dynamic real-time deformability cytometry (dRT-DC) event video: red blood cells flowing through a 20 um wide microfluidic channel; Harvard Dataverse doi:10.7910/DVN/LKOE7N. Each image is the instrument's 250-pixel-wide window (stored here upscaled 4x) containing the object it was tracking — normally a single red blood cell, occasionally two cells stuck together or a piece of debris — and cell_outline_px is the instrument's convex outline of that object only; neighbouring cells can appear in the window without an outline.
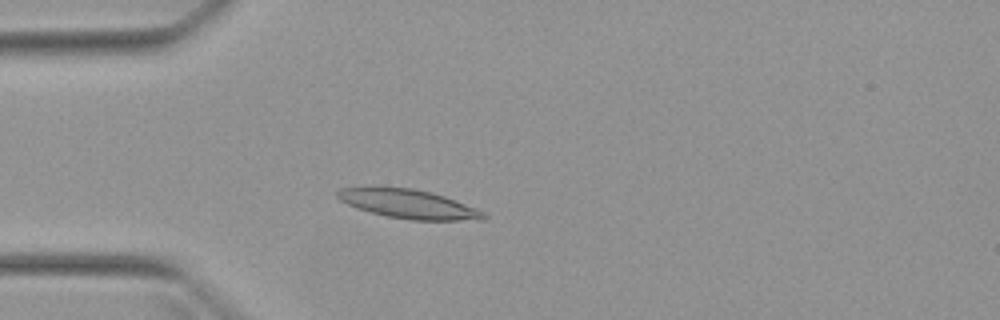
{"species": "Egyptian fruit bat (a non-hibernating species)", "species_latin": "Rousettus aegyptiacus", "temperature_condition": "warm", "stored_images_in_passage": 3, "camera_frame_rate_fps": 3000, "um_per_image_px": 0.085, "animal": {"sex": "female"}, "frame": {"image": 1, "passage_image": 3, "time_ms": 3.333, "image_size_px": [1000, 320], "cell_outline_px": [[488, 216], [484, 220], [408, 220], [388, 216], [356, 208], [340, 200], [336, 196], [336, 192], [340, 188], [372, 184], [412, 188], [432, 192], [444, 196], [484, 212]], "centroid_in_image_um": [34.62, 17.29], "position_along_channel_um": 50.4, "area_um2": 25.26}}